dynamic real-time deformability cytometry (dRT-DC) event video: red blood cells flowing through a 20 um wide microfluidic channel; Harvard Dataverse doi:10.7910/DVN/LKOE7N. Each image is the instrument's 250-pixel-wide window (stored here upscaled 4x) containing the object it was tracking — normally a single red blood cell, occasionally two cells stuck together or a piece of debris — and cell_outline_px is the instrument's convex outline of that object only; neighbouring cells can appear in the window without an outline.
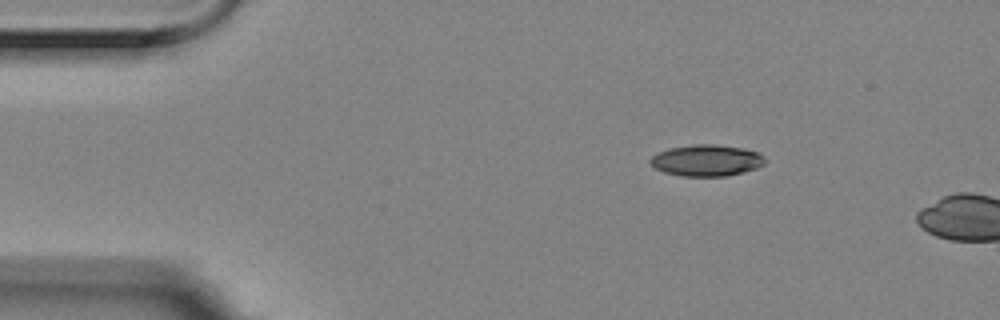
{"species": "Egyptian fruit bat (a non-hibernating species)", "species_latin": "Rousettus aegyptiacus", "temperature_condition": "room temperature", "stored_images_in_passage": 5, "camera_frame_rate_fps": 3000, "um_per_image_px": 0.085, "animal": {"sex": "female"}, "frame": {"image": 1, "passage_image": 5, "time_ms": 1.333, "image_size_px": [1000, 320], "cell_outline_px": [[764, 164], [756, 168], [724, 176], [680, 176], [664, 172], [656, 168], [648, 160], [656, 152], [672, 148], [692, 144], [716, 144], [744, 148], [756, 152], [764, 156]], "centroid_in_image_um": [60.03, 13.62], "position_along_channel_um": 25.0, "area_um2": 20.87}}